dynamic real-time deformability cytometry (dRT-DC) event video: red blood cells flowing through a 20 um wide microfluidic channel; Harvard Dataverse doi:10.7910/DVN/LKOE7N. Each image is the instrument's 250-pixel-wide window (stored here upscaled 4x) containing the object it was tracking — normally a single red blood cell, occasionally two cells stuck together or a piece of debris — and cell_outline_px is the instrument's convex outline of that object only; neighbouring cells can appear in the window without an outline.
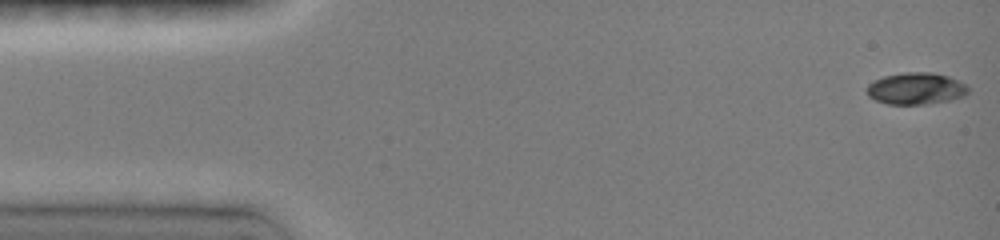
{"species": "common noctule bat (a hibernating species)", "species_latin": "Nyctalus noctula", "temperature_condition": "room temperature", "stored_images_in_passage": 52, "camera_frame_rate_fps": 3000, "um_per_image_px": 0.085, "animal": {"sex": "female", "body_mass_g": 19.0, "forearm_length_mm": 51.5}, "frame": {"image": 1, "passage_image": 1, "time_ms": 0.0, "image_size_px": [1000, 240], "cell_outline_px": [[968, 92], [964, 96], [948, 100], [928, 104], [888, 104], [876, 100], [868, 96], [864, 88], [872, 80], [884, 76], [904, 72], [932, 72], [948, 76], [964, 84], [968, 88]], "centroid_in_image_um": [77.79, 7.52], "position_along_channel_um": 7.2, "area_um2": 18.84}}
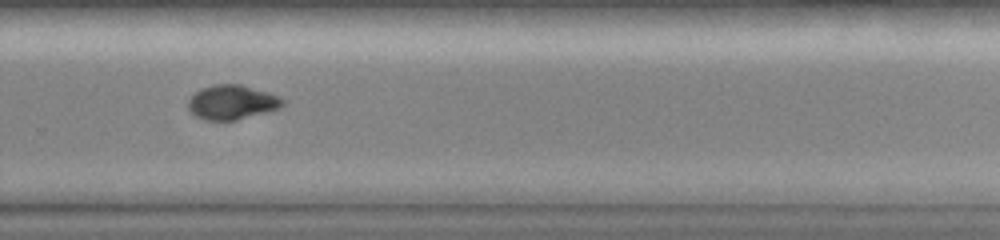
{"frame": {"image": 2, "passage_image": 40, "time_ms": 10.333, "image_size_px": [1000, 240], "cell_outline_px": [[284, 104], [280, 108], [236, 120], [204, 120], [196, 116], [188, 108], [188, 100], [200, 88], [212, 84], [240, 84], [268, 92], [284, 100]], "centroid_in_image_um": [19.69, 8.68], "position_along_channel_um": 310.1, "area_um2": 18.84}}
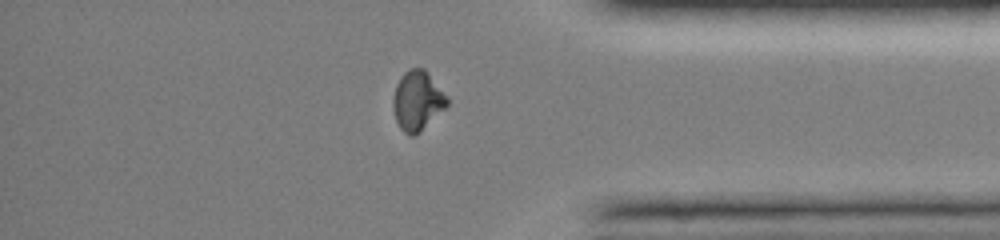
{"frame": {"image": 3, "passage_image": 48, "time_ms": 12.667, "image_size_px": [1000, 240], "cell_outline_px": [[448, 104], [420, 132], [412, 136], [408, 136], [400, 128], [396, 120], [392, 108], [392, 100], [396, 84], [400, 76], [408, 68], [424, 68], [448, 100]], "centroid_in_image_um": [35.42, 8.56], "position_along_channel_um": 399.8, "area_um2": 18.5}}